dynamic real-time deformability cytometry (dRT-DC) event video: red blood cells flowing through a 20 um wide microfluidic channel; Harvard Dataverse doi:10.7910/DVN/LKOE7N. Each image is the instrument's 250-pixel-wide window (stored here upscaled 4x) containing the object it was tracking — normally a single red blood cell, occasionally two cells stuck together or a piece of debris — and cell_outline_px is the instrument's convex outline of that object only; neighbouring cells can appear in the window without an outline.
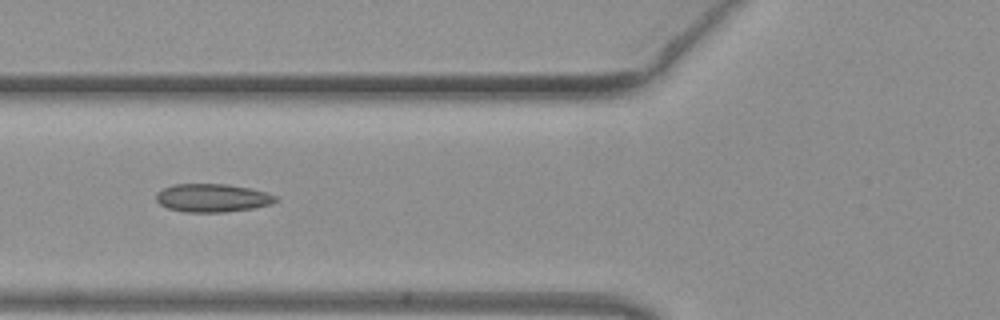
{"species": "common noctule bat (a hibernating species)", "species_latin": "Nyctalus noctula", "temperature_condition": "warm", "stored_images_in_passage": 9, "camera_frame_rate_fps": 3000, "um_per_image_px": 0.085, "animal": {"sex": "female", "body_mass_g": 19.3, "forearm_length_mm": 54.1}, "frame": {"image": 1, "passage_image": 7, "time_ms": 2.0, "image_size_px": [1000, 320], "cell_outline_px": [[280, 200], [272, 204], [252, 208], [224, 212], [184, 212], [168, 208], [160, 204], [156, 200], [156, 192], [172, 184], [228, 184], [248, 188], [264, 192], [276, 196]], "centroid_in_image_um": [18.04, 16.82], "position_along_channel_um": 107.8, "area_um2": 19.65}}